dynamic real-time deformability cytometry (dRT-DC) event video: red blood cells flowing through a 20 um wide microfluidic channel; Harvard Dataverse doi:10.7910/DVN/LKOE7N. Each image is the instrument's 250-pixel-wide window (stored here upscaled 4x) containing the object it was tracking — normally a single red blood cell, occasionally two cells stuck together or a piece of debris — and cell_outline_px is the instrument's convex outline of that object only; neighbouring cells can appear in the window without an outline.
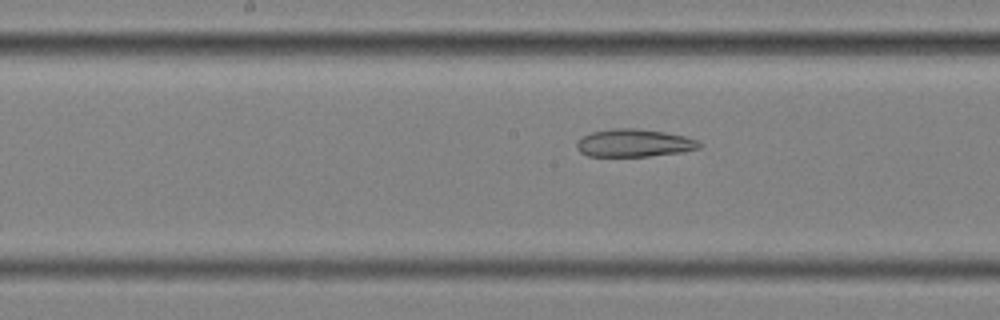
{"species": "common noctule bat (a hibernating species)", "species_latin": "Nyctalus noctula", "temperature_condition": "cold", "stored_images_in_passage": 58, "camera_frame_rate_fps": 3000, "um_per_image_px": 0.085, "animal": {"sex": "female", "body_mass_g": 25.1}, "frame": {"image": 1, "passage_image": 30, "time_ms": 9.667, "image_size_px": [1000, 320], "cell_outline_px": [[704, 144], [700, 148], [684, 152], [648, 156], [588, 156], [580, 152], [576, 148], [576, 144], [584, 136], [592, 132], [612, 128], [636, 128], [664, 132], [684, 136], [696, 140]], "centroid_in_image_um": [53.93, 12.16], "position_along_channel_um": 194.3, "area_um2": 19.83}}
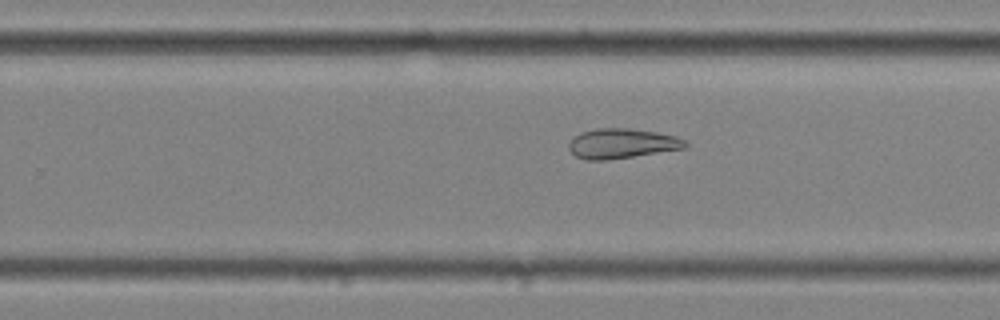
{"frame": {"image": 2, "passage_image": 37, "time_ms": 12.0, "image_size_px": [1000, 320], "cell_outline_px": [[688, 144], [684, 148], [608, 160], [584, 160], [576, 156], [568, 148], [568, 144], [580, 132], [596, 128], [628, 128], [656, 132], [676, 136], [684, 140]], "centroid_in_image_um": [52.83, 12.19], "position_along_channel_um": 277.0, "area_um2": 20.11}}
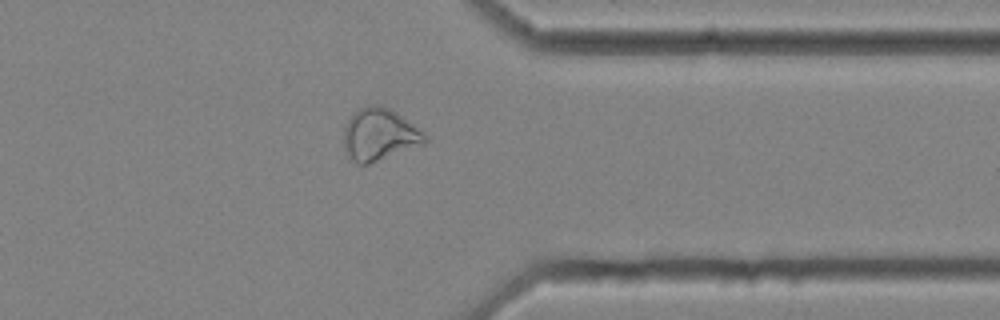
{"frame": {"image": 3, "passage_image": 46, "time_ms": 15.0, "image_size_px": [1000, 320], "cell_outline_px": [[428, 140], [424, 144], [368, 164], [356, 164], [348, 156], [344, 148], [344, 128], [348, 120], [360, 108], [368, 104], [380, 104], [396, 112], [424, 132], [428, 136]], "centroid_in_image_um": [32.26, 11.44], "position_along_channel_um": 379.1, "area_um2": 24.62}, "authors_computed_cell_mechanics": {"area_um2": 27.2816, "velocity_mm_per_s": 3.549, "shape_relaxation_time_tau1_ms": null, "shape_relaxation_time_tau2_ms": 5.1353, "deformation_change_tau1": null, "deformation_change_tau2": 0.1478}}